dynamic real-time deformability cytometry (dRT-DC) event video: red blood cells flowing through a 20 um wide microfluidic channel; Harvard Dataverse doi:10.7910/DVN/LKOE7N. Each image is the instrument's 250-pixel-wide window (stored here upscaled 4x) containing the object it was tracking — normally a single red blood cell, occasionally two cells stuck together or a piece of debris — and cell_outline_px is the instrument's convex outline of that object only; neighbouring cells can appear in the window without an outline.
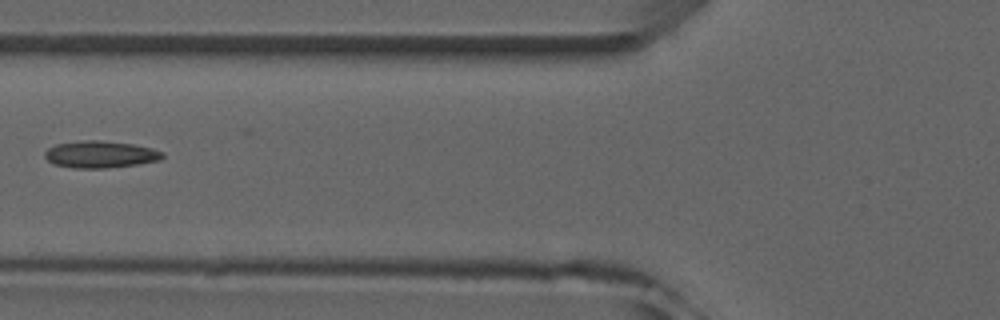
{"species": "common noctule bat (a hibernating species)", "species_latin": "Nyctalus noctula", "temperature_condition": "room temperature", "stored_images_in_passage": 6, "camera_frame_rate_fps": 3000, "um_per_image_px": 0.085, "animal": {"sex": "male", "forearm_length_mm": 52.5}, "frame": {"image": 1, "passage_image": 6, "time_ms": 5.667, "image_size_px": [1000, 320], "cell_outline_px": [[164, 156], [160, 160], [140, 164], [108, 168], [76, 168], [52, 164], [44, 156], [44, 152], [48, 148], [56, 144], [84, 140], [100, 140], [132, 144], [152, 148], [164, 152]], "centroid_in_image_um": [8.54, 13.13], "position_along_channel_um": 117.3, "area_um2": 18.61}}